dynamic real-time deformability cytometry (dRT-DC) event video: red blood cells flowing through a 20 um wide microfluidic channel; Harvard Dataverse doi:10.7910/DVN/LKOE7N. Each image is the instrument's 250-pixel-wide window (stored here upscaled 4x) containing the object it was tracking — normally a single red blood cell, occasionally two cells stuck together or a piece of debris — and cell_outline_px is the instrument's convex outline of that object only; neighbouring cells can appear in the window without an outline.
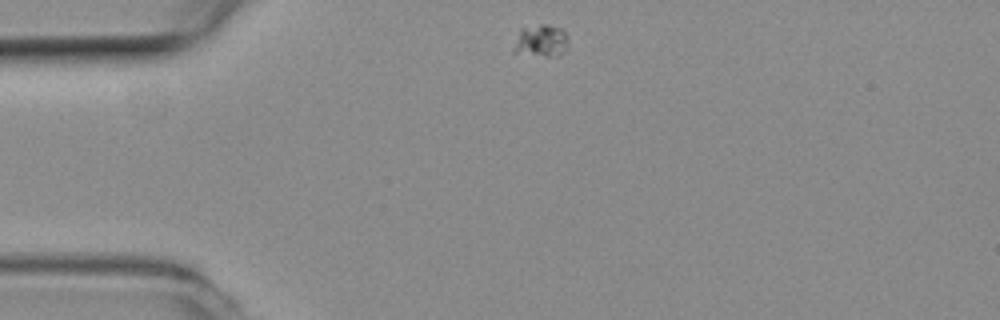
{"species": "common noctule bat (a hibernating species)", "species_latin": "Nyctalus noctula", "temperature_condition": "room temperature", "stored_images_in_passage": 45, "camera_frame_rate_fps": 3000, "um_per_image_px": 0.085, "animal": {"sex": "female", "body_mass_g": 19.3, "forearm_length_mm": 54.1}, "frame": {"image": 1, "passage_image": 1, "time_ms": 0.0, "image_size_px": [1000, 320], "cell_outline_px": [[568, 40], [564, 52], [560, 56], [544, 56], [512, 52], [512, 48], [520, 32], [524, 28], [540, 24], [548, 24], [560, 28], [568, 36]], "centroid_in_image_um": [46.01, 3.48], "position_along_channel_um": 39.0, "area_um2": 10.17}}
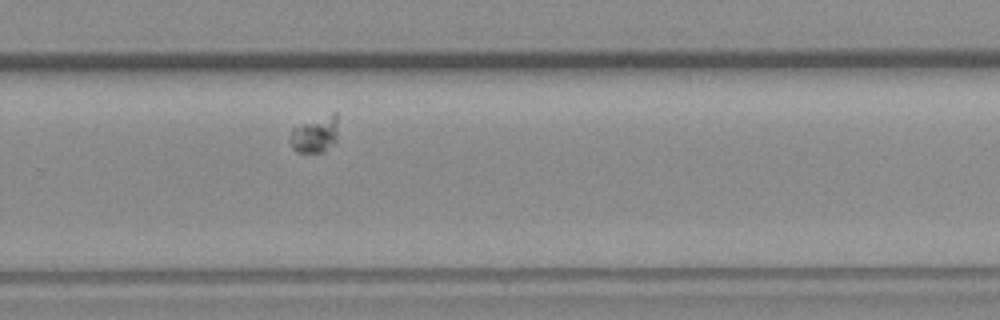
{"frame": {"image": 2, "passage_image": 26, "time_ms": 8.333, "image_size_px": [1000, 320], "cell_outline_px": [[336, 144], [324, 152], [296, 152], [292, 148], [292, 128], [332, 112], [336, 112]], "centroid_in_image_um": [26.82, 11.45], "position_along_channel_um": 303.0, "area_um2": 10.0}}